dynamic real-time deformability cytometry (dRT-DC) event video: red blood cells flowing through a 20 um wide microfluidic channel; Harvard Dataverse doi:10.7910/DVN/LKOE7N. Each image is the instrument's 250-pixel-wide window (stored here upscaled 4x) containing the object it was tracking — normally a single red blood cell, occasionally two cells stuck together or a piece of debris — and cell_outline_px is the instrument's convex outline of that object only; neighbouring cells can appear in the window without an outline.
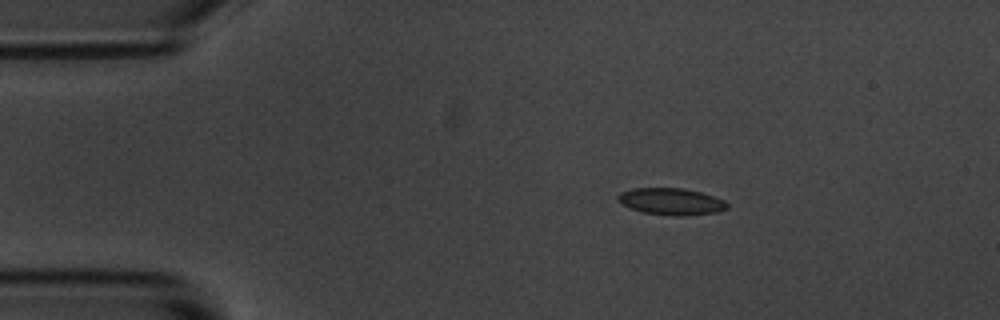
{"species": "common noctule bat (a hibernating species)", "species_latin": "Nyctalus noctula", "temperature_condition": "room temperature", "stored_images_in_passage": 4, "camera_frame_rate_fps": 3000, "um_per_image_px": 0.085, "animal": {"sex": "male", "body_mass_g": 20.1, "forearm_length_mm": 53.5}, "frame": {"image": 1, "passage_image": 1, "time_ms": 0.0, "image_size_px": [1000, 320], "cell_outline_px": [[728, 208], [716, 212], [680, 216], [676, 216], [644, 212], [632, 208], [616, 200], [616, 196], [620, 192], [632, 188], [684, 188], [700, 192], [724, 200], [728, 204]], "centroid_in_image_um": [57.04, 17.11], "position_along_channel_um": 28.0, "area_um2": 16.88}}
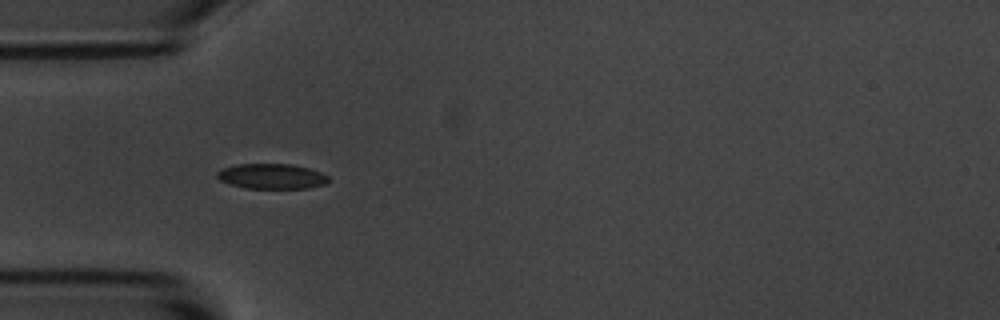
{"frame": {"image": 2, "passage_image": 3, "time_ms": 0.667, "image_size_px": [1000, 320], "cell_outline_px": [[328, 180], [324, 184], [308, 188], [244, 188], [220, 180], [216, 176], [216, 172], [224, 168], [236, 164], [292, 164], [308, 168], [320, 172], [328, 176]], "centroid_in_image_um": [23.08, 14.98], "position_along_channel_um": 61.9, "area_um2": 16.18}}